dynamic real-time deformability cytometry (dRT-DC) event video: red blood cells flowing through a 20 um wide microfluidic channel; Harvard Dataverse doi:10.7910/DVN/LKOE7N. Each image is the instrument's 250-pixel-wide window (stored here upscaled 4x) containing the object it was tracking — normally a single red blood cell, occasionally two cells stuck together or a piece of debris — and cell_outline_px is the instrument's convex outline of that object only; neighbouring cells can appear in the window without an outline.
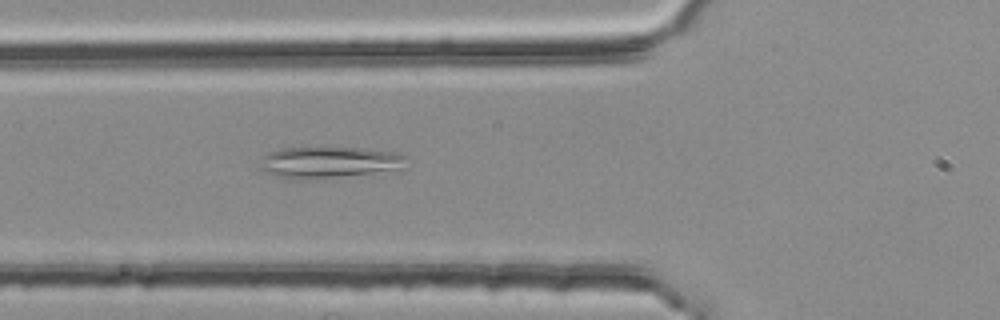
{"species": "common noctule bat (a hibernating species)", "species_latin": "Nyctalus noctula", "temperature_condition": "room temperature", "stored_images_in_passage": 54, "camera_frame_rate_fps": 3000, "um_per_image_px": 0.085, "animal": {"sex": "female", "body_mass_g": 25.1}, "frame": {"image": 1, "passage_image": 20, "time_ms": 6.333, "image_size_px": [1000, 320], "cell_outline_px": [[408, 156], [396, 168], [316, 180], [284, 180], [260, 168], [260, 164], [264, 156], [268, 152], [280, 148], [364, 148], [396, 152]], "centroid_in_image_um": [27.83, 13.8], "position_along_channel_um": 98.0, "area_um2": 26.47}}
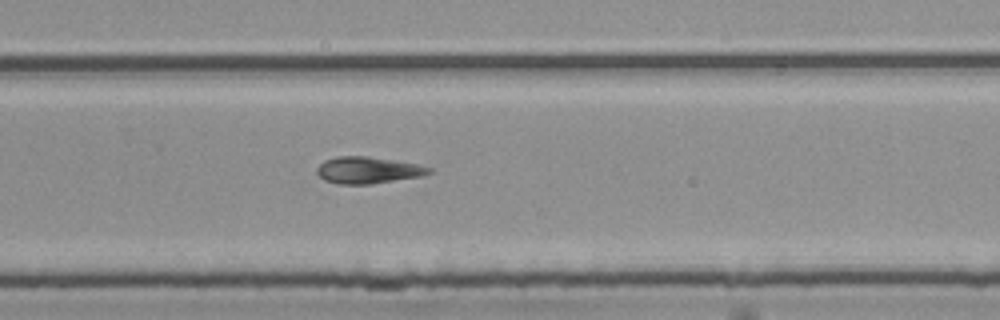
{"frame": {"image": 2, "passage_image": 36, "time_ms": 11.667, "image_size_px": [1000, 320], "cell_outline_px": [[432, 172], [420, 176], [372, 184], [336, 184], [324, 180], [316, 172], [316, 168], [324, 160], [336, 156], [368, 156], [396, 160], [420, 164], [432, 168]], "centroid_in_image_um": [31.27, 14.45], "position_along_channel_um": 298.5, "area_um2": 17.63}}
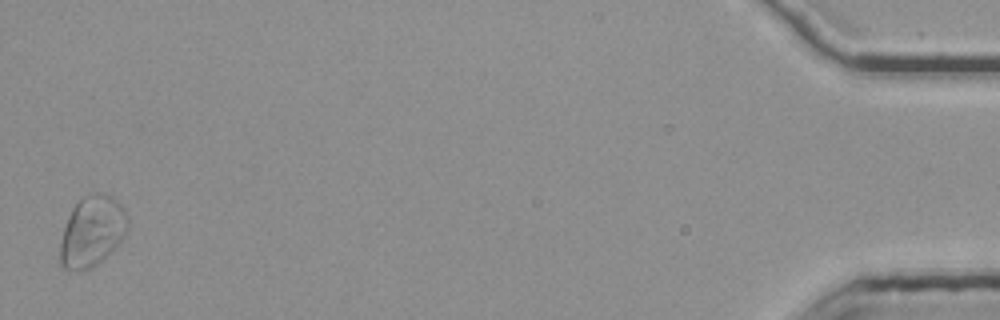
{"frame": {"image": 3, "passage_image": 54, "time_ms": 17.667, "image_size_px": [1000, 320], "cell_outline_px": [[128, 228], [124, 236], [92, 268], [64, 268], [60, 264], [60, 244], [64, 228], [68, 216], [72, 208], [84, 196], [96, 192], [104, 192], [112, 196], [124, 208], [128, 216]], "centroid_in_image_um": [7.83, 19.6], "position_along_channel_um": 427.4, "area_um2": 27.22}}